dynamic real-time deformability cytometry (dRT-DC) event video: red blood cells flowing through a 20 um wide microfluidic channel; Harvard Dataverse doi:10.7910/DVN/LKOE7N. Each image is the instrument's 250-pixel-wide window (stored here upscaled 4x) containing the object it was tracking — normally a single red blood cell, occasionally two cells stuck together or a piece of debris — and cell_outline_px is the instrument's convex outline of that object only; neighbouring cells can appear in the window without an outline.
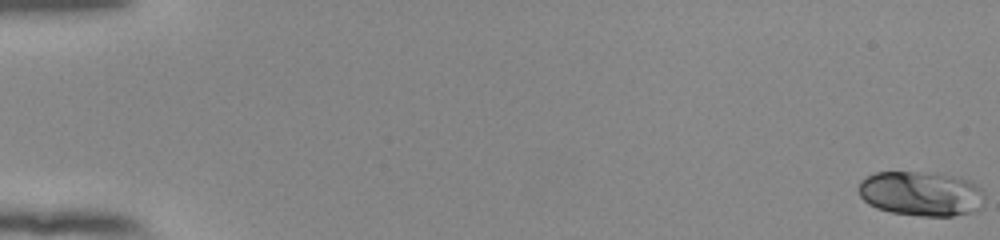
{"species": "human", "species_latin": "Homo sapiens", "temperature_condition": "room temperature", "stored_images_in_passage": 55, "camera_frame_rate_fps": 3000, "um_per_image_px": 0.085, "donor": {"sex": "female"}, "frame": {"image": 1, "passage_image": 1, "time_ms": 0.0, "image_size_px": [1000, 240], "cell_outline_px": [[984, 208], [976, 212], [952, 216], [920, 216], [892, 212], [876, 208], [868, 204], [860, 196], [860, 180], [876, 172], [916, 172], [952, 176], [972, 180], [984, 192]], "centroid_in_image_um": [78.36, 16.48], "position_along_channel_um": 6.6, "area_um2": 33.06}}
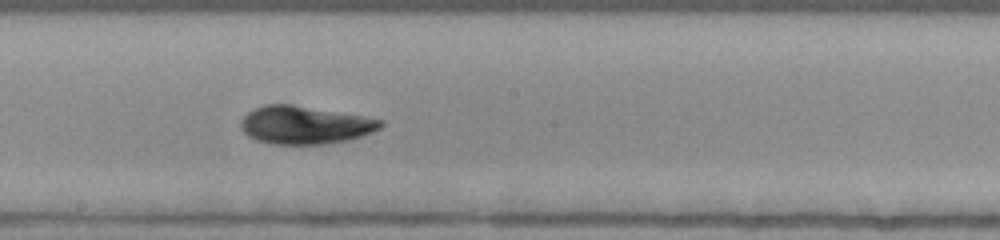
{"frame": {"image": 2, "passage_image": 32, "time_ms": 10.333, "image_size_px": [1000, 240], "cell_outline_px": [[384, 124], [380, 128], [372, 132], [348, 140], [324, 144], [272, 144], [256, 140], [248, 136], [244, 132], [240, 124], [240, 120], [248, 112], [264, 104], [292, 104], [364, 116], [384, 120]], "centroid_in_image_um": [25.91, 10.62], "position_along_channel_um": 222.3, "area_um2": 30.92}}
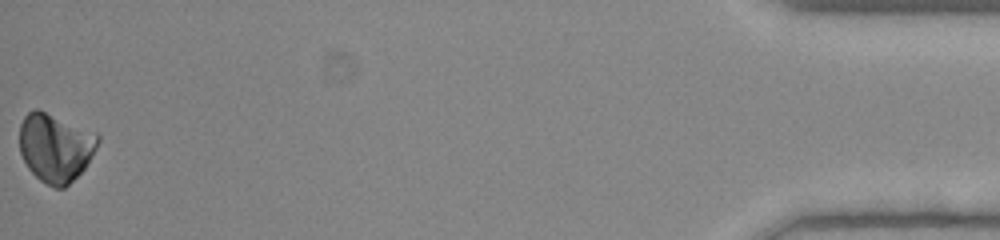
{"frame": {"image": 3, "passage_image": 55, "time_ms": 18.0, "image_size_px": [1000, 240], "cell_outline_px": [[100, 140], [96, 148], [84, 168], [64, 188], [56, 188], [40, 180], [28, 168], [20, 152], [20, 124], [24, 116], [28, 112], [36, 108], [96, 132], [100, 136]], "centroid_in_image_um": [4.71, 12.52], "position_along_channel_um": 430.5, "area_um2": 31.04}, "authors_computed_cell_mechanics": {"area_um2": 30.923, "velocity_mm_per_s": 3.8741, "shape_relaxation_time_tau1_ms": 2.2818, "shape_relaxation_time_tau2_ms": null, "deformation_change_tau1": 0.1089, "deformation_change_tau2": null}}